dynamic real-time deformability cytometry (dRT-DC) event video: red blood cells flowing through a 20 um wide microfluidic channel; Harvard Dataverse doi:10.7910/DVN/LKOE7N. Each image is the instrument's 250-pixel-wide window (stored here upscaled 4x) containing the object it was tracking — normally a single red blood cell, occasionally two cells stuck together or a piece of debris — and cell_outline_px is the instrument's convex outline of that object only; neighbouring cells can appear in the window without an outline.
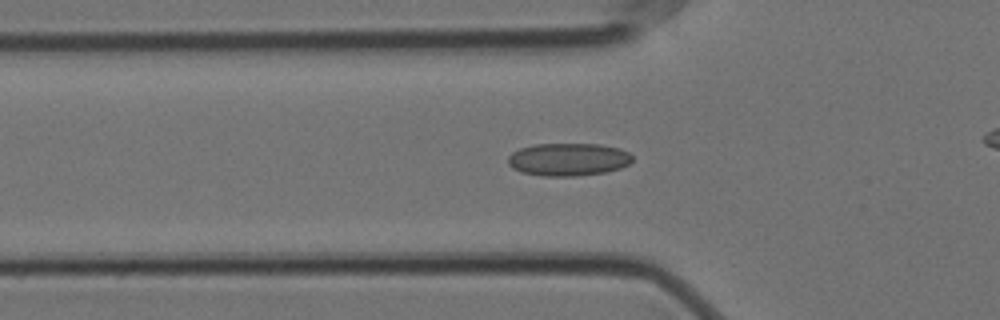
{"species": "Egyptian fruit bat (a non-hibernating species)", "species_latin": "Rousettus aegyptiacus", "temperature_condition": "cold", "stored_images_in_passage": 48, "camera_frame_rate_fps": 3000, "um_per_image_px": 0.085, "animal": {"sex": "female"}, "frame": {"image": 1, "passage_image": 13, "time_ms": 4.0, "image_size_px": [1000, 320], "cell_outline_px": [[632, 160], [628, 164], [620, 168], [604, 172], [576, 176], [544, 176], [520, 172], [512, 168], [508, 164], [508, 156], [512, 152], [520, 148], [532, 144], [600, 144], [620, 148], [628, 152], [632, 156]], "centroid_in_image_um": [48.28, 13.54], "position_along_channel_um": 77.5, "area_um2": 23.87}}
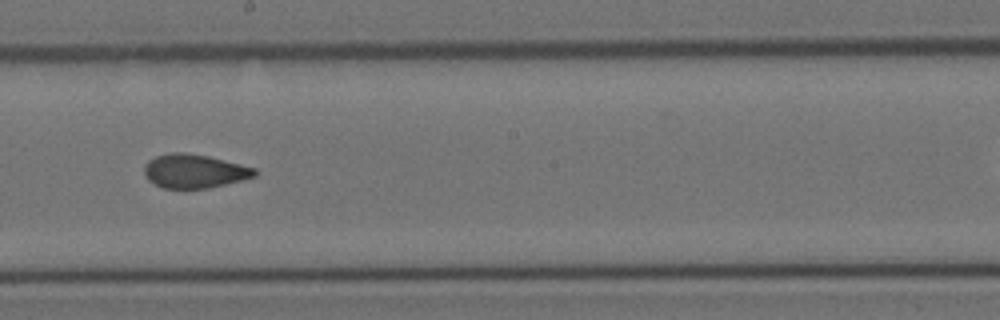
{"frame": {"image": 2, "passage_image": 26, "time_ms": 8.333, "image_size_px": [1000, 320], "cell_outline_px": [[256, 176], [208, 188], [160, 188], [148, 180], [144, 172], [144, 164], [148, 160], [156, 156], [172, 152], [184, 152], [208, 156], [256, 168]], "centroid_in_image_um": [16.47, 14.54], "position_along_channel_um": 231.7, "area_um2": 21.68}}
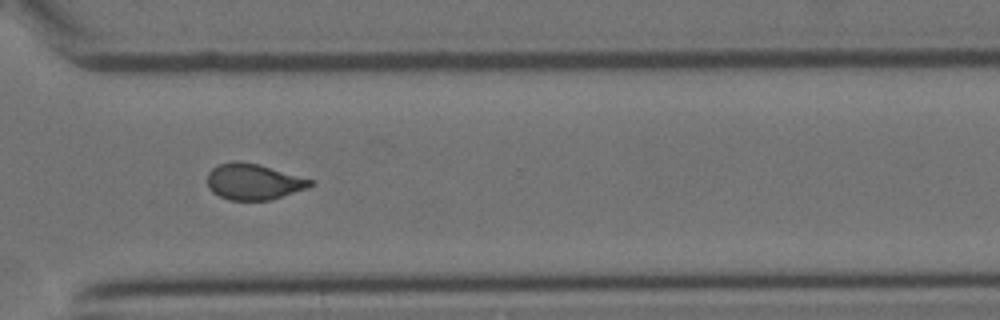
{"frame": {"image": 3, "passage_image": 36, "time_ms": 11.667, "image_size_px": [1000, 320], "cell_outline_px": [[312, 184], [308, 188], [272, 200], [228, 200], [212, 192], [208, 188], [208, 172], [212, 168], [220, 164], [236, 160], [260, 164], [312, 180]], "centroid_in_image_um": [21.53, 15.45], "position_along_channel_um": 349.1, "area_um2": 21.62}, "authors_computed_cell_mechanics": {"area_um2": 22.1374, "velocity_mm_per_s": 3.524, "shape_relaxation_time_tau1_ms": null, "shape_relaxation_time_tau2_ms": 1.4839, "deformation_change_tau1": null, "deformation_change_tau2": 0.0694}}